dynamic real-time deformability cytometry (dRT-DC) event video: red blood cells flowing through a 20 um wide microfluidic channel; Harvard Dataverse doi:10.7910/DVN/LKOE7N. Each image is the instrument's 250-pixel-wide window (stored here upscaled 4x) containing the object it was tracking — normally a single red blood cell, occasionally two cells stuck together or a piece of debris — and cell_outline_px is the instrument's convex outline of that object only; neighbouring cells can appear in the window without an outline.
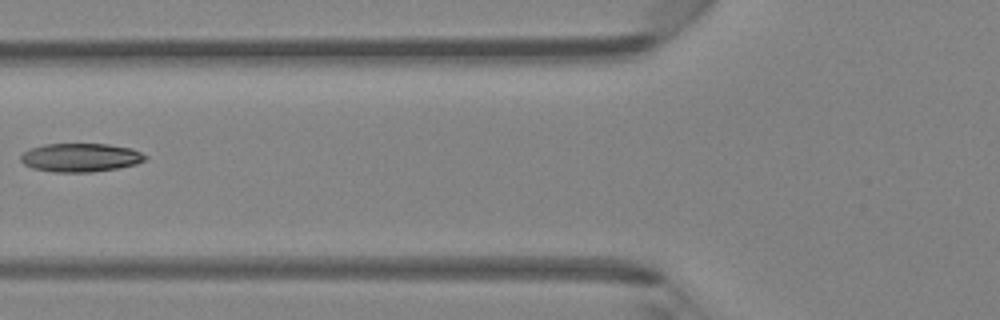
{"species": "Egyptian fruit bat (a non-hibernating species)", "species_latin": "Rousettus aegyptiacus", "temperature_condition": "room temperature", "stored_images_in_passage": 5, "camera_frame_rate_fps": 3000, "um_per_image_px": 0.085, "animal": {"sex": "female"}, "frame": {"image": 1, "passage_image": 5, "time_ms": 5.667, "image_size_px": [1000, 320], "cell_outline_px": [[148, 156], [144, 160], [136, 164], [116, 168], [92, 172], [52, 172], [32, 168], [24, 164], [20, 160], [20, 156], [24, 152], [32, 148], [44, 144], [108, 144], [132, 148]], "centroid_in_image_um": [6.84, 13.39], "position_along_channel_um": 119.0, "area_um2": 20.69}}